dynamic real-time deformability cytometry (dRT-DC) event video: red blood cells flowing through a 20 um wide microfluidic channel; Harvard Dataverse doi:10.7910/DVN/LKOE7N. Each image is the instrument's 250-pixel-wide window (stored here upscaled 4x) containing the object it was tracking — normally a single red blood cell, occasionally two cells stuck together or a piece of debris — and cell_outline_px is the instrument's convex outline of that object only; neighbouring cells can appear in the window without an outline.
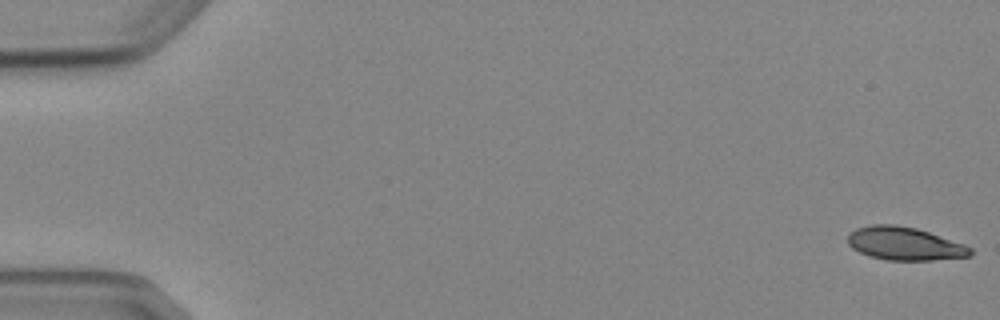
{"species": "Egyptian fruit bat (a non-hibernating species)", "species_latin": "Rousettus aegyptiacus", "temperature_condition": "cold", "stored_images_in_passage": 10, "camera_frame_rate_fps": 3000, "um_per_image_px": 0.085, "animal": {"sex": "female"}, "frame": {"image": 1, "passage_image": 1, "time_ms": 0.0, "image_size_px": [1000, 320], "cell_outline_px": [[972, 256], [932, 260], [888, 260], [868, 256], [852, 248], [848, 244], [848, 232], [856, 228], [872, 224], [896, 224], [916, 228], [964, 244], [972, 248]], "centroid_in_image_um": [76.87, 20.7], "position_along_channel_um": 8.1, "area_um2": 23.76}}
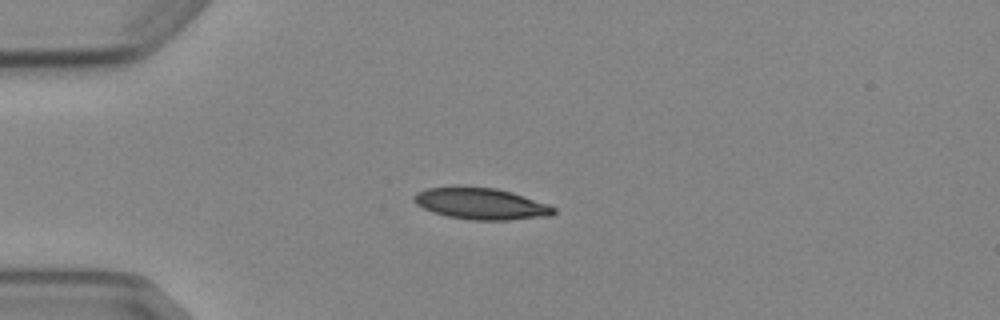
{"frame": {"image": 2, "passage_image": 4, "time_ms": 4.333, "image_size_px": [1000, 320], "cell_outline_px": [[556, 212], [552, 216], [508, 220], [472, 220], [448, 216], [432, 212], [416, 204], [412, 200], [412, 196], [416, 192], [428, 188], [496, 188], [512, 192], [548, 204], [556, 208]], "centroid_in_image_um": [40.92, 17.34], "position_along_channel_um": 44.1, "area_um2": 25.32}}
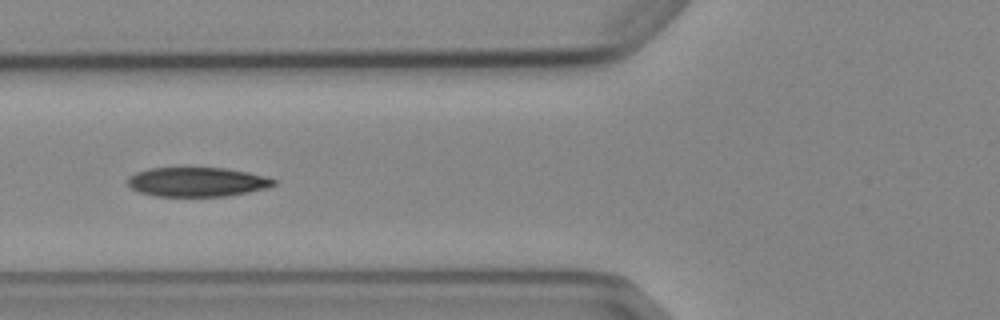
{"frame": {"image": 3, "passage_image": 6, "time_ms": 6.667, "image_size_px": [1000, 320], "cell_outline_px": [[276, 184], [268, 188], [228, 196], [156, 196], [140, 192], [132, 188], [128, 184], [128, 176], [136, 172], [148, 168], [224, 168], [248, 172], [264, 176], [276, 180]], "centroid_in_image_um": [16.76, 15.46], "position_along_channel_um": 109.0, "area_um2": 24.91}}